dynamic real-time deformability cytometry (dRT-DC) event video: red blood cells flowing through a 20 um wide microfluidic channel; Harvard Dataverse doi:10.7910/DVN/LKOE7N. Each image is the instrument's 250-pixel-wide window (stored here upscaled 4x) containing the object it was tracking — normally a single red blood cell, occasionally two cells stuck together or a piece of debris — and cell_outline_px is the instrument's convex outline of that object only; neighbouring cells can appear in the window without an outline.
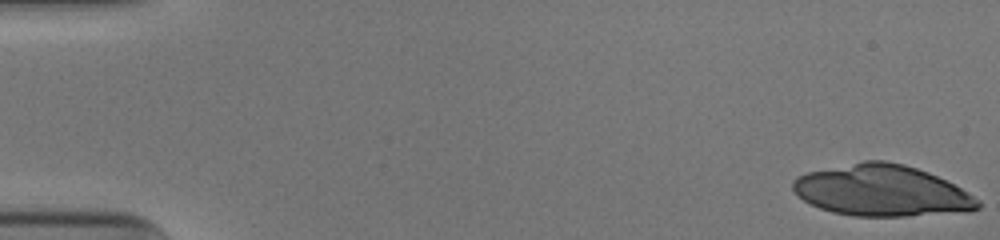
{"species": "human", "species_latin": "Homo sapiens", "temperature_condition": "cold", "stored_images_in_passage": 24, "camera_frame_rate_fps": 3000, "um_per_image_px": 0.085, "donor": {"sex": "male"}, "frame": {"image": 1, "passage_image": 1, "time_ms": 0.0, "image_size_px": [1000, 240], "cell_outline_px": [[980, 208], [972, 212], [904, 216], [852, 216], [832, 212], [820, 208], [804, 200], [792, 188], [792, 180], [796, 176], [808, 172], [864, 160], [884, 160], [904, 164], [928, 172], [968, 192], [980, 200]], "centroid_in_image_um": [74.98, 16.21], "position_along_channel_um": 10.0, "area_um2": 55.31}}
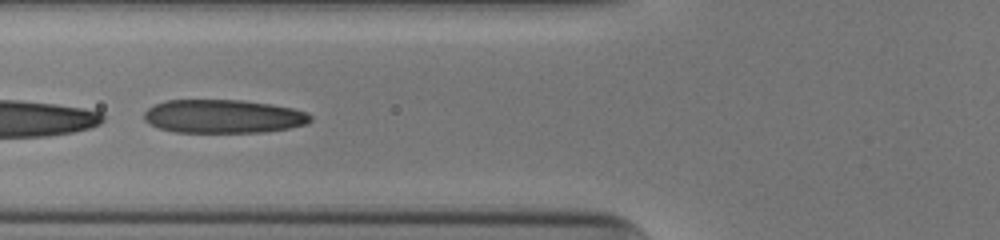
{"frame": {"image": 2, "passage_image": 21, "time_ms": 6.667, "image_size_px": [1000, 240], "cell_outline_px": [[312, 120], [304, 124], [288, 128], [264, 132], [176, 132], [160, 128], [148, 124], [144, 120], [144, 112], [148, 108], [164, 100], [240, 100], [272, 104], [292, 108], [308, 112], [312, 116]], "centroid_in_image_um": [18.97, 9.89], "position_along_channel_um": 106.8, "area_um2": 32.54}}